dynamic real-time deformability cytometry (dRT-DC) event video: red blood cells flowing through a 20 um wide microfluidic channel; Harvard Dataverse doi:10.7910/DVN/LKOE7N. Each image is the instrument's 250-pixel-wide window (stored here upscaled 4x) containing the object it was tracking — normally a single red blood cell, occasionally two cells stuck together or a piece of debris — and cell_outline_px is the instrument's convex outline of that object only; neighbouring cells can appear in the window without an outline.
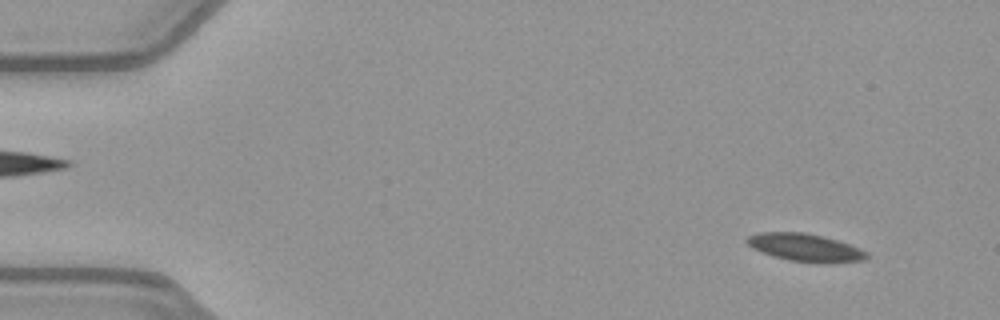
{"species": "common noctule bat (a hibernating species)", "species_latin": "Nyctalus noctula", "temperature_condition": "warm", "stored_images_in_passage": 29, "camera_frame_rate_fps": 3000, "um_per_image_px": 0.085, "animal": {"sex": "female", "body_mass_g": 21.9}, "frame": {"image": 1, "passage_image": 4, "time_ms": 1.0, "image_size_px": [1000, 320], "cell_outline_px": [[868, 256], [864, 260], [832, 264], [828, 264], [792, 260], [772, 256], [752, 248], [744, 240], [748, 236], [756, 232], [804, 232], [824, 236], [860, 248], [868, 252]], "centroid_in_image_um": [68.45, 21.04], "position_along_channel_um": 16.6, "area_um2": 19.54}}
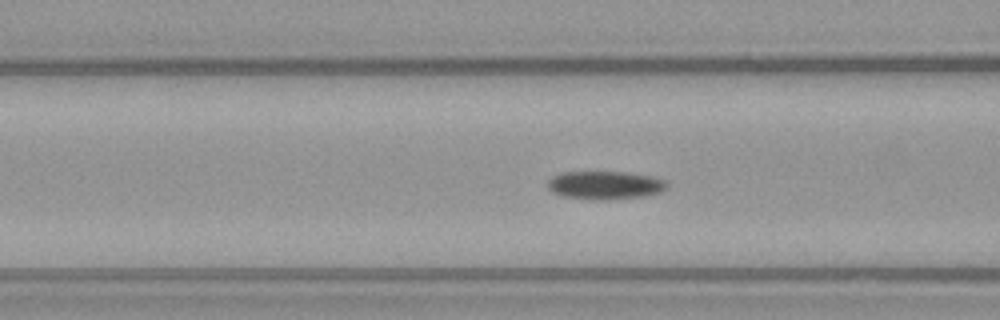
{"frame": {"image": 2, "passage_image": 20, "time_ms": 6.333, "image_size_px": [1000, 320], "cell_outline_px": [[668, 188], [660, 192], [644, 196], [608, 200], [596, 200], [564, 196], [552, 192], [548, 188], [548, 180], [552, 176], [560, 172], [628, 172], [652, 176], [668, 180]], "centroid_in_image_um": [51.46, 15.73], "position_along_channel_um": 115.1, "area_um2": 19.88}}
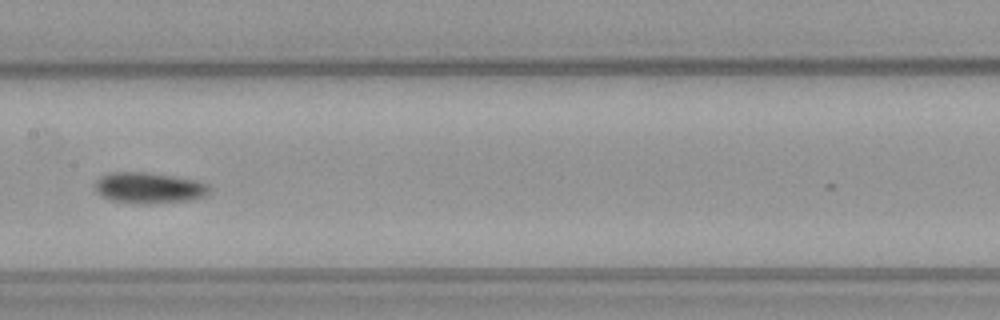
{"frame": {"image": 3, "passage_image": 26, "time_ms": 8.333, "image_size_px": [1000, 320], "cell_outline_px": [[212, 188], [208, 196], [192, 200], [148, 204], [144, 204], [112, 200], [100, 196], [92, 188], [92, 184], [100, 176], [112, 172], [144, 172], [176, 176], [196, 180], [208, 184]], "centroid_in_image_um": [12.67, 15.97], "position_along_channel_um": 194.7, "area_um2": 21.15}}